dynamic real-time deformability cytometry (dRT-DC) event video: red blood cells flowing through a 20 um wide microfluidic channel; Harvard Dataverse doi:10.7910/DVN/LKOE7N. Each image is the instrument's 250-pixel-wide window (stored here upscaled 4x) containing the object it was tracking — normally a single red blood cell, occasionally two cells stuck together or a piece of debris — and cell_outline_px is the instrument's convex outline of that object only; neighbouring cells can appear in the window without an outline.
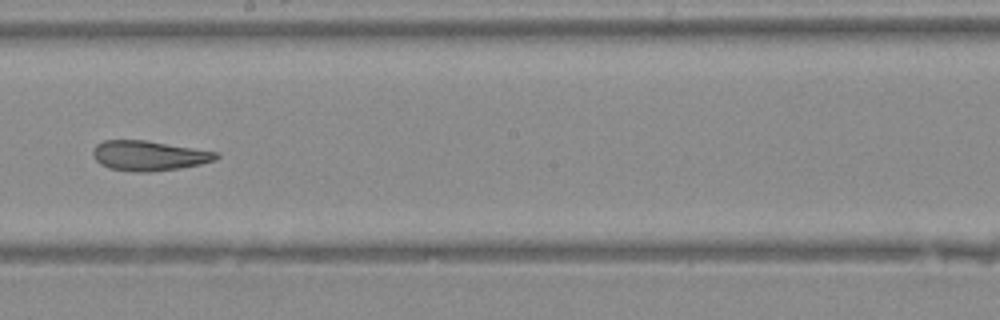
{"species": "Egyptian fruit bat (a non-hibernating species)", "species_latin": "Rousettus aegyptiacus", "temperature_condition": "warm", "stored_images_in_passage": 41, "camera_frame_rate_fps": 3000, "um_per_image_px": 0.085, "animal": {"sex": "female"}, "frame": {"image": 1, "passage_image": 24, "time_ms": 7.667, "image_size_px": [1000, 320], "cell_outline_px": [[220, 156], [216, 160], [200, 164], [180, 168], [148, 172], [136, 172], [108, 168], [100, 164], [92, 156], [92, 148], [96, 144], [104, 140], [144, 140], [216, 152]], "centroid_in_image_um": [12.6, 13.23], "position_along_channel_um": 235.6, "area_um2": 21.44}}